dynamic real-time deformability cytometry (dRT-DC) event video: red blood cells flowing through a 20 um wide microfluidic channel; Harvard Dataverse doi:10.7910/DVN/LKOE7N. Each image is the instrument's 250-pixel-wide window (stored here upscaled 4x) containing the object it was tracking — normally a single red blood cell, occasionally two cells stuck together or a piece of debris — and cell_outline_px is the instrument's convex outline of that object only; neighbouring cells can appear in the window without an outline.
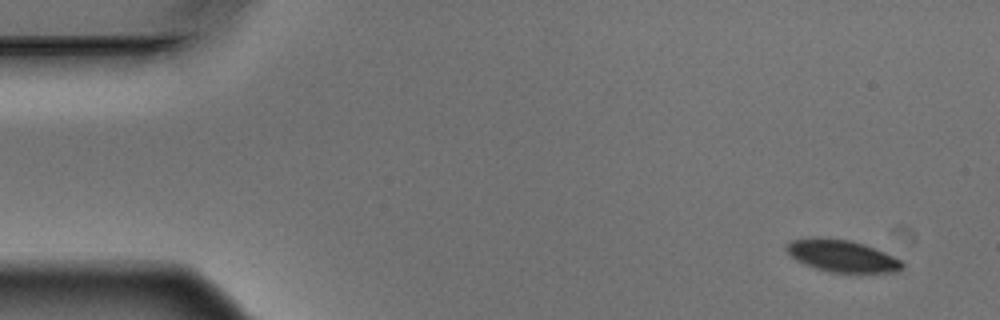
{"species": "Egyptian fruit bat (a non-hibernating species)", "species_latin": "Rousettus aegyptiacus", "temperature_condition": "warm", "stored_images_in_passage": 5, "camera_frame_rate_fps": 3000, "um_per_image_px": 0.085, "animal": {"sex": "male"}, "frame": {"image": 1, "passage_image": 1, "time_ms": 0.0, "image_size_px": [1000, 320], "cell_outline_px": [[904, 268], [896, 272], [832, 272], [816, 268], [804, 264], [796, 260], [784, 248], [792, 240], [812, 236], [820, 236], [852, 240], [876, 248], [900, 260], [904, 264]], "centroid_in_image_um": [71.55, 21.72], "position_along_channel_um": 13.4, "area_um2": 21.73}}
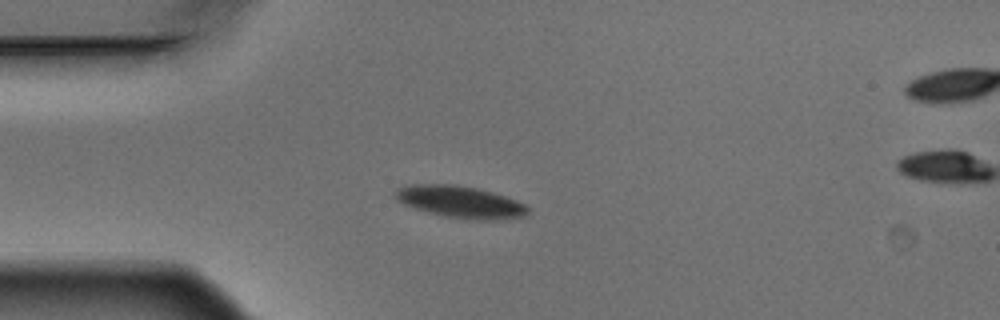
{"frame": {"image": 2, "passage_image": 4, "time_ms": 1.0, "image_size_px": [1000, 320], "cell_outline_px": [[528, 212], [524, 216], [500, 220], [468, 220], [444, 216], [412, 208], [396, 200], [392, 192], [396, 188], [404, 184], [456, 184], [476, 188], [492, 192], [516, 200], [524, 204], [528, 208]], "centroid_in_image_um": [39.05, 17.16], "position_along_channel_um": 45.9, "area_um2": 25.09}}